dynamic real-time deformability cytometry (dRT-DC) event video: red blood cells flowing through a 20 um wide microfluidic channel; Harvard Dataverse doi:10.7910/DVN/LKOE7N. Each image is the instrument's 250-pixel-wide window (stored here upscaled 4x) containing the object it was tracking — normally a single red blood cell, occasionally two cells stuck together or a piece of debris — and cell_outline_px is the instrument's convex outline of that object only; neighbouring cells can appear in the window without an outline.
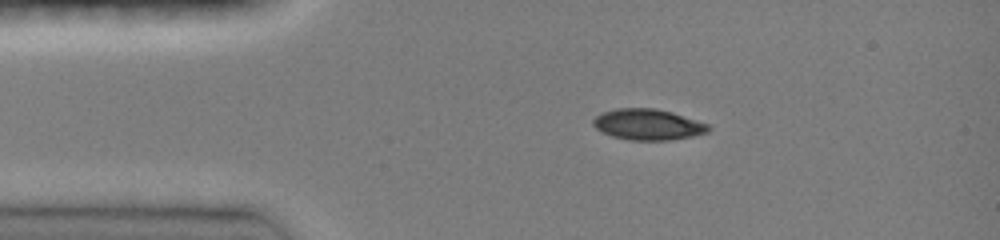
{"species": "common noctule bat (a hibernating species)", "species_latin": "Nyctalus noctula", "temperature_condition": "room temperature", "stored_images_in_passage": 40, "camera_frame_rate_fps": 3000, "um_per_image_px": 0.085, "animal": {"sex": "female", "body_mass_g": 19.0, "forearm_length_mm": 51.5}, "frame": {"image": 1, "passage_image": 1, "time_ms": 0.0, "image_size_px": [1000, 240], "cell_outline_px": [[712, 128], [708, 132], [692, 136], [668, 140], [628, 140], [612, 136], [596, 128], [592, 124], [592, 120], [596, 116], [604, 112], [616, 108], [656, 108], [672, 112], [708, 124]], "centroid_in_image_um": [55.08, 10.58], "position_along_channel_um": 29.9, "area_um2": 20.69}}
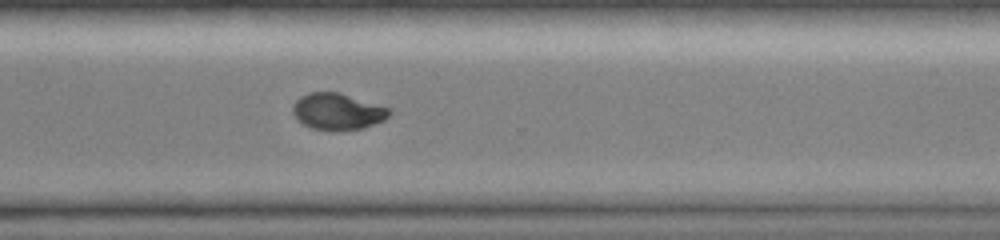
{"frame": {"image": 2, "passage_image": 27, "time_ms": 8.667, "image_size_px": [1000, 240], "cell_outline_px": [[392, 112], [384, 120], [360, 128], [332, 132], [312, 128], [304, 124], [292, 112], [292, 104], [300, 96], [308, 92], [340, 92], [392, 108]], "centroid_in_image_um": [28.7, 9.47], "position_along_channel_um": 341.9, "area_um2": 20.75}}
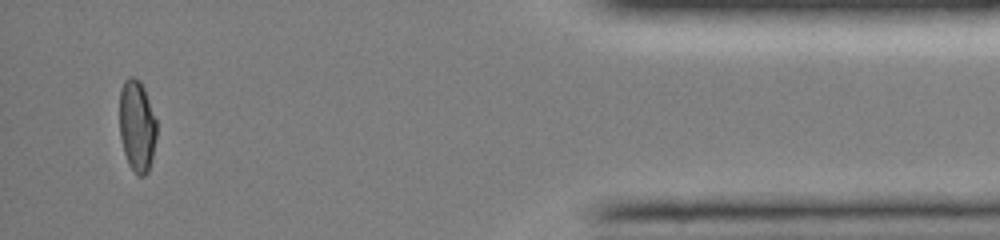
{"frame": {"image": 3, "passage_image": 37, "time_ms": 12.0, "image_size_px": [1000, 240], "cell_outline_px": [[156, 136], [152, 160], [148, 172], [144, 176], [140, 176], [128, 164], [124, 152], [120, 136], [120, 88], [124, 80], [128, 76], [136, 76], [140, 80], [144, 88], [156, 120]], "centroid_in_image_um": [11.64, 10.67], "position_along_channel_um": 423.6, "area_um2": 19.88}, "authors_computed_cell_mechanics": {"area_um2": 21.1548, "velocity_mm_per_s": 4.04, "shape_relaxation_time_tau1_ms": null, "shape_relaxation_time_tau2_ms": 1.3327, "deformation_change_tau1": null, "deformation_change_tau2": 0.0304}}